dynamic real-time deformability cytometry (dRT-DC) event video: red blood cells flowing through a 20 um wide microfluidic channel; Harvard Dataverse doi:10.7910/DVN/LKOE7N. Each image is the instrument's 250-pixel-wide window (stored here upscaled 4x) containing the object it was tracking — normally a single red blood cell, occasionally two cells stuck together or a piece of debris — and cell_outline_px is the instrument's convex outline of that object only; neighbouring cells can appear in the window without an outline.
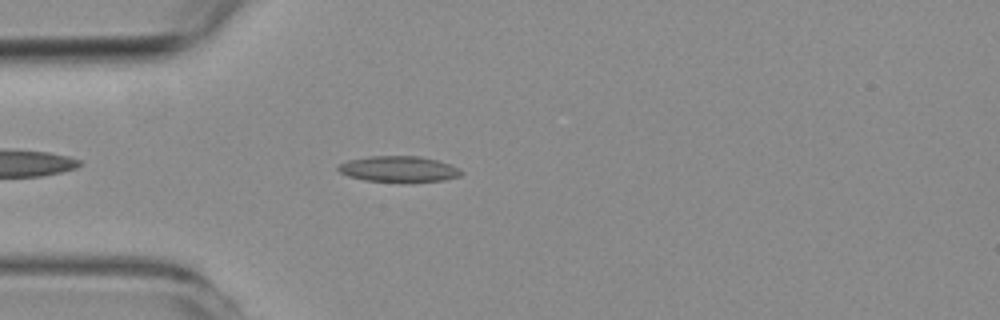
{"species": "common noctule bat (a hibernating species)", "species_latin": "Nyctalus noctula", "temperature_condition": "room temperature", "stored_images_in_passage": 44, "camera_frame_rate_fps": 3000, "um_per_image_px": 0.085, "animal": {"sex": "female", "body_mass_g": 19.3, "forearm_length_mm": 54.1}, "frame": {"image": 1, "passage_image": 5, "time_ms": 1.333, "image_size_px": [1000, 320], "cell_outline_px": [[464, 172], [460, 176], [444, 180], [408, 184], [364, 180], [348, 176], [340, 172], [336, 168], [340, 164], [348, 160], [368, 156], [420, 156], [436, 160], [460, 168]], "centroid_in_image_um": [33.91, 14.4], "position_along_channel_um": 51.1, "area_um2": 19.13}}
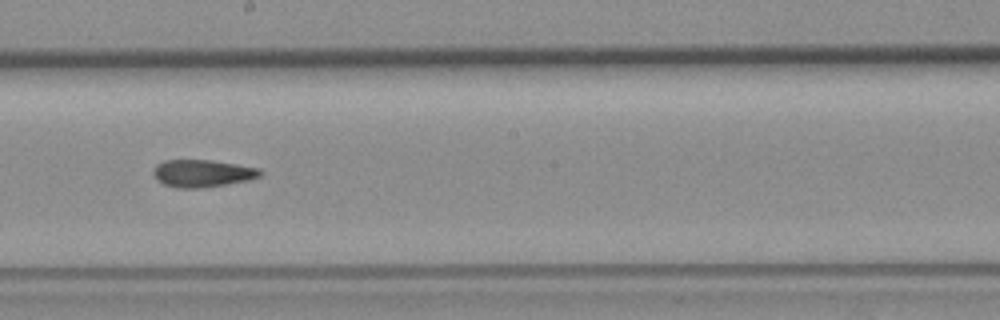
{"frame": {"image": 2, "passage_image": 20, "time_ms": 6.333, "image_size_px": [1000, 320], "cell_outline_px": [[264, 172], [260, 176], [248, 180], [200, 188], [176, 188], [164, 184], [156, 180], [152, 172], [156, 164], [164, 160], [212, 160], [260, 168]], "centroid_in_image_um": [17.18, 14.73], "position_along_channel_um": 231.0, "area_um2": 17.11}}
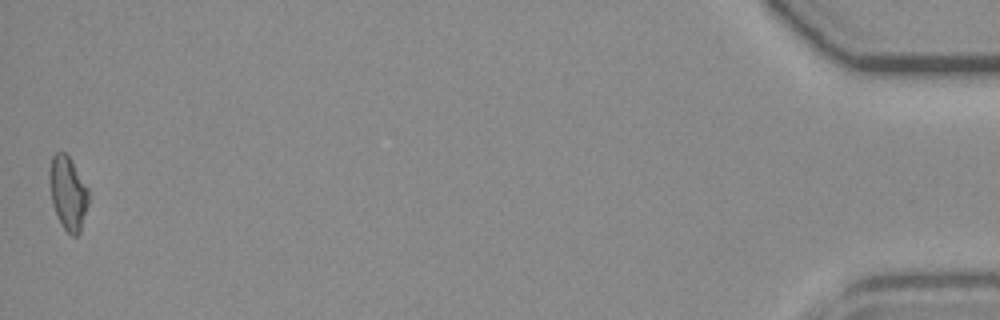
{"frame": {"image": 3, "passage_image": 44, "time_ms": 14.333, "image_size_px": [1000, 320], "cell_outline_px": [[88, 204], [80, 232], [76, 236], [72, 236], [64, 228], [52, 204], [48, 176], [48, 172], [52, 156], [56, 152], [64, 152], [72, 160], [88, 188]], "centroid_in_image_um": [5.77, 16.37], "position_along_channel_um": 429.4, "area_um2": 16.7}, "authors_computed_cell_mechanics": {"area_um2": 17.1377, "velocity_mm_per_s": 3.7663, "shape_relaxation_time_tau1_ms": null, "shape_relaxation_time_tau2_ms": 3.4039, "deformation_change_tau1": null, "deformation_change_tau2": 0.1149}}